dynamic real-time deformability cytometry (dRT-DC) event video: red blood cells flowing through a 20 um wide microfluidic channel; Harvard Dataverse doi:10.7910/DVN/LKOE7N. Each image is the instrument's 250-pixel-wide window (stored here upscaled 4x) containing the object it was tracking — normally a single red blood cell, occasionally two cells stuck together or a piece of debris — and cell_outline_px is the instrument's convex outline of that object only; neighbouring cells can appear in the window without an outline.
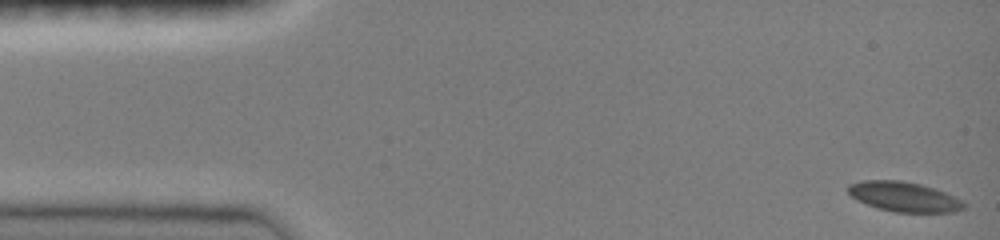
{"species": "common noctule bat (a hibernating species)", "species_latin": "Nyctalus noctula", "temperature_condition": "room temperature", "stored_images_in_passage": 46, "camera_frame_rate_fps": 3000, "um_per_image_px": 0.085, "animal": {"sex": "female", "body_mass_g": 19.0, "forearm_length_mm": 51.5}, "frame": {"image": 1, "passage_image": 1, "time_ms": 0.0, "image_size_px": [1000, 240], "cell_outline_px": [[964, 208], [956, 212], [892, 212], [876, 208], [856, 200], [848, 192], [848, 184], [864, 180], [900, 180], [920, 184], [944, 192], [960, 200], [964, 204]], "centroid_in_image_um": [76.78, 16.73], "position_along_channel_um": 8.2, "area_um2": 20.0}}
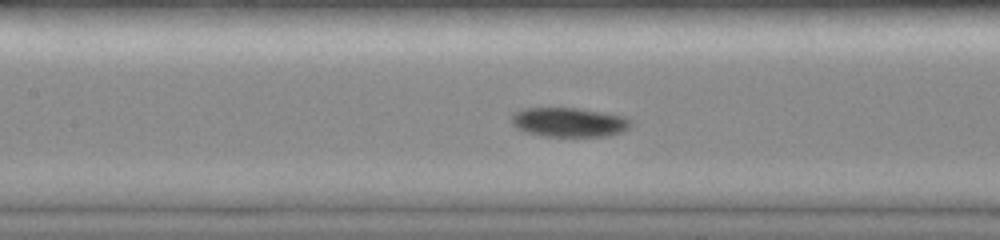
{"frame": {"image": 2, "passage_image": 21, "time_ms": 6.667, "image_size_px": [1000, 240], "cell_outline_px": [[632, 124], [624, 132], [608, 136], [540, 136], [516, 128], [512, 124], [512, 112], [520, 108], [576, 108], [624, 116]], "centroid_in_image_um": [48.33, 10.39], "position_along_channel_um": 159.1, "area_um2": 20.4}}
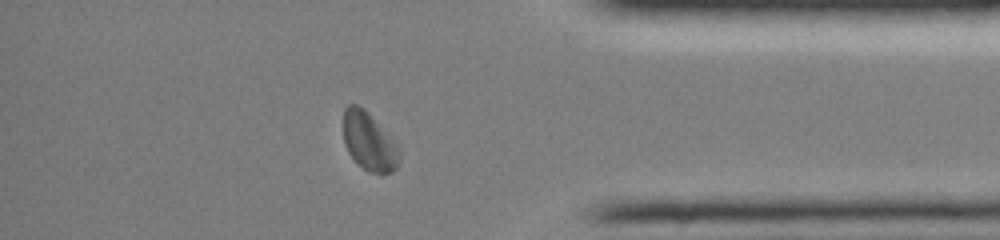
{"frame": {"image": 3, "passage_image": 40, "time_ms": 13.0, "image_size_px": [1000, 240], "cell_outline_px": [[400, 152], [396, 168], [392, 172], [368, 172], [348, 152], [344, 144], [344, 108], [348, 104], [356, 104], [364, 108], [400, 144]], "centroid_in_image_um": [31.4, 11.99], "position_along_channel_um": 403.8, "area_um2": 19.07}}